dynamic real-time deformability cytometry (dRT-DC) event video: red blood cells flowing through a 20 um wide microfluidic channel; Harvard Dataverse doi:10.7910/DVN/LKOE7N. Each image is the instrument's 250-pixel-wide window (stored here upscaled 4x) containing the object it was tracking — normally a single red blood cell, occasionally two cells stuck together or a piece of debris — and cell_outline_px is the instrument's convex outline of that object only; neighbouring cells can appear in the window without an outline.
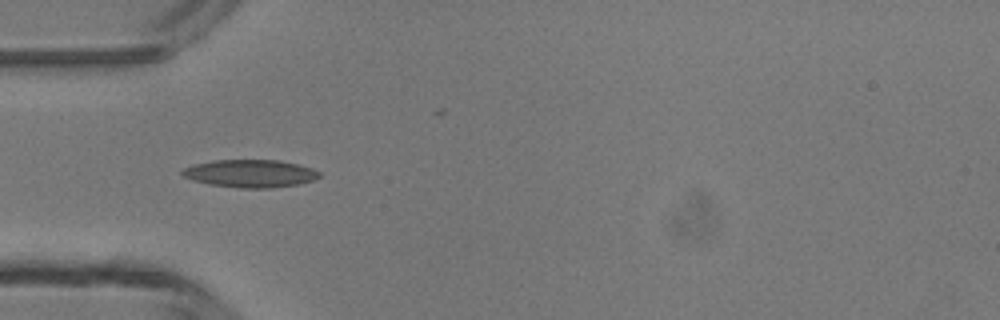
{"species": "common noctule bat (a hibernating species)", "species_latin": "Nyctalus noctula", "temperature_condition": "room temperature", "stored_images_in_passage": 6, "camera_frame_rate_fps": 3000, "um_per_image_px": 0.085, "animal": {"sex": "male", "body_mass_g": 13.3}, "frame": {"image": 1, "passage_image": 5, "time_ms": 4.667, "image_size_px": [1000, 320], "cell_outline_px": [[320, 176], [312, 180], [300, 184], [272, 188], [240, 188], [208, 184], [192, 180], [184, 176], [180, 172], [184, 168], [196, 164], [212, 160], [280, 160], [300, 164], [312, 168], [320, 172]], "centroid_in_image_um": [21.29, 14.75], "position_along_channel_um": 63.7, "area_um2": 22.25}}
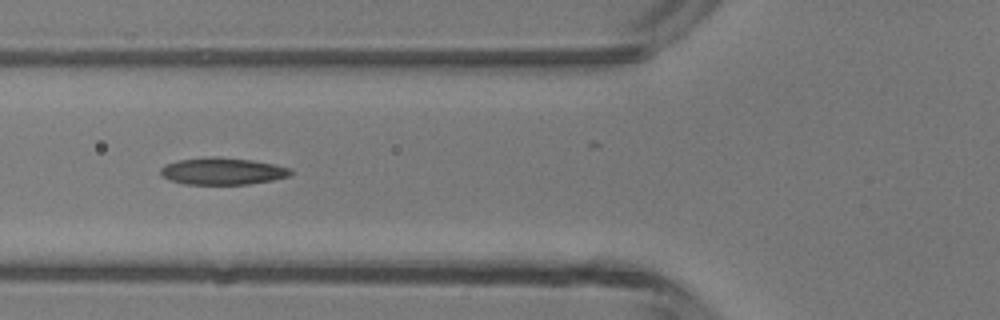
{"frame": {"image": 2, "passage_image": 6, "time_ms": 5.667, "image_size_px": [1000, 320], "cell_outline_px": [[292, 172], [288, 176], [272, 180], [248, 184], [184, 184], [168, 180], [160, 176], [160, 168], [164, 164], [180, 160], [212, 156], [220, 156], [252, 160], [292, 168]], "centroid_in_image_um": [18.86, 14.54], "position_along_channel_um": 106.9, "area_um2": 20.58}}